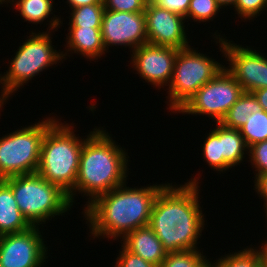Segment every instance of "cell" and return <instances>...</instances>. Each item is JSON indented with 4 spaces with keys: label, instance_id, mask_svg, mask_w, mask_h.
Listing matches in <instances>:
<instances>
[{
    "label": "cell",
    "instance_id": "1",
    "mask_svg": "<svg viewBox=\"0 0 267 267\" xmlns=\"http://www.w3.org/2000/svg\"><path fill=\"white\" fill-rule=\"evenodd\" d=\"M200 178L198 174L183 185L167 182L154 201L149 226L167 253L199 249L206 226L199 199Z\"/></svg>",
    "mask_w": 267,
    "mask_h": 267
},
{
    "label": "cell",
    "instance_id": "2",
    "mask_svg": "<svg viewBox=\"0 0 267 267\" xmlns=\"http://www.w3.org/2000/svg\"><path fill=\"white\" fill-rule=\"evenodd\" d=\"M127 183L98 196L82 211L91 240H121L129 232L149 225L154 201L167 183L134 188Z\"/></svg>",
    "mask_w": 267,
    "mask_h": 267
},
{
    "label": "cell",
    "instance_id": "3",
    "mask_svg": "<svg viewBox=\"0 0 267 267\" xmlns=\"http://www.w3.org/2000/svg\"><path fill=\"white\" fill-rule=\"evenodd\" d=\"M96 127L84 136L77 180L68 196L72 206L77 192L87 197L83 210L98 196L125 183L130 172L127 150L116 144L106 127Z\"/></svg>",
    "mask_w": 267,
    "mask_h": 267
},
{
    "label": "cell",
    "instance_id": "4",
    "mask_svg": "<svg viewBox=\"0 0 267 267\" xmlns=\"http://www.w3.org/2000/svg\"><path fill=\"white\" fill-rule=\"evenodd\" d=\"M74 128L73 123H63L57 119L46 130L36 171L48 182L59 186L68 196L74 191L86 139L77 136Z\"/></svg>",
    "mask_w": 267,
    "mask_h": 267
},
{
    "label": "cell",
    "instance_id": "5",
    "mask_svg": "<svg viewBox=\"0 0 267 267\" xmlns=\"http://www.w3.org/2000/svg\"><path fill=\"white\" fill-rule=\"evenodd\" d=\"M51 33L53 34V31L41 33L32 30L29 36H26L27 39L20 43L22 45H19L15 56L8 63V70L0 74V111L17 90L34 80L33 77L61 61L63 63L62 51L54 49Z\"/></svg>",
    "mask_w": 267,
    "mask_h": 267
},
{
    "label": "cell",
    "instance_id": "6",
    "mask_svg": "<svg viewBox=\"0 0 267 267\" xmlns=\"http://www.w3.org/2000/svg\"><path fill=\"white\" fill-rule=\"evenodd\" d=\"M12 189L19 210L32 226L46 224L73 208L68 194L38 173L3 179Z\"/></svg>",
    "mask_w": 267,
    "mask_h": 267
},
{
    "label": "cell",
    "instance_id": "7",
    "mask_svg": "<svg viewBox=\"0 0 267 267\" xmlns=\"http://www.w3.org/2000/svg\"><path fill=\"white\" fill-rule=\"evenodd\" d=\"M56 117L49 115L0 137V179L36 173L46 130Z\"/></svg>",
    "mask_w": 267,
    "mask_h": 267
},
{
    "label": "cell",
    "instance_id": "8",
    "mask_svg": "<svg viewBox=\"0 0 267 267\" xmlns=\"http://www.w3.org/2000/svg\"><path fill=\"white\" fill-rule=\"evenodd\" d=\"M196 49L190 45L178 50L173 76L166 92L167 109L171 113L176 114L204 84L225 67Z\"/></svg>",
    "mask_w": 267,
    "mask_h": 267
},
{
    "label": "cell",
    "instance_id": "9",
    "mask_svg": "<svg viewBox=\"0 0 267 267\" xmlns=\"http://www.w3.org/2000/svg\"><path fill=\"white\" fill-rule=\"evenodd\" d=\"M243 92L240 84L224 67L184 104L177 115H206L212 122L220 123Z\"/></svg>",
    "mask_w": 267,
    "mask_h": 267
},
{
    "label": "cell",
    "instance_id": "10",
    "mask_svg": "<svg viewBox=\"0 0 267 267\" xmlns=\"http://www.w3.org/2000/svg\"><path fill=\"white\" fill-rule=\"evenodd\" d=\"M217 32L218 30L211 36L216 40V44H219L224 60L227 59L225 63L229 65L225 68L240 84L242 90L253 92L267 88V56L251 46L237 45Z\"/></svg>",
    "mask_w": 267,
    "mask_h": 267
},
{
    "label": "cell",
    "instance_id": "11",
    "mask_svg": "<svg viewBox=\"0 0 267 267\" xmlns=\"http://www.w3.org/2000/svg\"><path fill=\"white\" fill-rule=\"evenodd\" d=\"M40 228L32 226L22 232L0 235L1 266L43 267L48 263L47 241H44Z\"/></svg>",
    "mask_w": 267,
    "mask_h": 267
},
{
    "label": "cell",
    "instance_id": "12",
    "mask_svg": "<svg viewBox=\"0 0 267 267\" xmlns=\"http://www.w3.org/2000/svg\"><path fill=\"white\" fill-rule=\"evenodd\" d=\"M103 44L109 47H128L131 52L148 43L144 12H117L104 10L100 28Z\"/></svg>",
    "mask_w": 267,
    "mask_h": 267
},
{
    "label": "cell",
    "instance_id": "13",
    "mask_svg": "<svg viewBox=\"0 0 267 267\" xmlns=\"http://www.w3.org/2000/svg\"><path fill=\"white\" fill-rule=\"evenodd\" d=\"M179 49L146 43L134 49L130 66L155 89H167L171 82L174 63Z\"/></svg>",
    "mask_w": 267,
    "mask_h": 267
},
{
    "label": "cell",
    "instance_id": "14",
    "mask_svg": "<svg viewBox=\"0 0 267 267\" xmlns=\"http://www.w3.org/2000/svg\"><path fill=\"white\" fill-rule=\"evenodd\" d=\"M144 13L148 43L176 49L190 46L186 18L159 7L153 1L147 2Z\"/></svg>",
    "mask_w": 267,
    "mask_h": 267
},
{
    "label": "cell",
    "instance_id": "15",
    "mask_svg": "<svg viewBox=\"0 0 267 267\" xmlns=\"http://www.w3.org/2000/svg\"><path fill=\"white\" fill-rule=\"evenodd\" d=\"M68 30L69 33L65 38L67 43L64 45L65 50L62 51L64 61L72 54H79L90 61L98 60L105 55L100 28L68 27Z\"/></svg>",
    "mask_w": 267,
    "mask_h": 267
},
{
    "label": "cell",
    "instance_id": "16",
    "mask_svg": "<svg viewBox=\"0 0 267 267\" xmlns=\"http://www.w3.org/2000/svg\"><path fill=\"white\" fill-rule=\"evenodd\" d=\"M120 241L126 250L158 267L167 255L162 242L149 225L129 232Z\"/></svg>",
    "mask_w": 267,
    "mask_h": 267
},
{
    "label": "cell",
    "instance_id": "17",
    "mask_svg": "<svg viewBox=\"0 0 267 267\" xmlns=\"http://www.w3.org/2000/svg\"><path fill=\"white\" fill-rule=\"evenodd\" d=\"M55 0H9L10 6L15 7L14 9L19 11L20 16L25 22L32 24H43L45 20H48V28L46 31H53L54 34L60 28L61 24H64L61 17L54 14L50 19L51 14H53L54 6L56 5ZM14 5V6H13ZM54 5V6H53ZM50 19V20H49ZM43 22V23H42Z\"/></svg>",
    "mask_w": 267,
    "mask_h": 267
},
{
    "label": "cell",
    "instance_id": "18",
    "mask_svg": "<svg viewBox=\"0 0 267 267\" xmlns=\"http://www.w3.org/2000/svg\"><path fill=\"white\" fill-rule=\"evenodd\" d=\"M32 227L19 210L11 187L0 179V235L18 233Z\"/></svg>",
    "mask_w": 267,
    "mask_h": 267
},
{
    "label": "cell",
    "instance_id": "19",
    "mask_svg": "<svg viewBox=\"0 0 267 267\" xmlns=\"http://www.w3.org/2000/svg\"><path fill=\"white\" fill-rule=\"evenodd\" d=\"M248 147L238 129H231L221 124V155H223V173L240 166L248 155Z\"/></svg>",
    "mask_w": 267,
    "mask_h": 267
},
{
    "label": "cell",
    "instance_id": "20",
    "mask_svg": "<svg viewBox=\"0 0 267 267\" xmlns=\"http://www.w3.org/2000/svg\"><path fill=\"white\" fill-rule=\"evenodd\" d=\"M262 110L252 92H243L220 122L223 126L238 129L247 122L252 113Z\"/></svg>",
    "mask_w": 267,
    "mask_h": 267
},
{
    "label": "cell",
    "instance_id": "21",
    "mask_svg": "<svg viewBox=\"0 0 267 267\" xmlns=\"http://www.w3.org/2000/svg\"><path fill=\"white\" fill-rule=\"evenodd\" d=\"M215 128L210 129L207 137L205 135V140H203L202 153L203 161L207 162L212 170L223 173V155H221V123H215Z\"/></svg>",
    "mask_w": 267,
    "mask_h": 267
},
{
    "label": "cell",
    "instance_id": "22",
    "mask_svg": "<svg viewBox=\"0 0 267 267\" xmlns=\"http://www.w3.org/2000/svg\"><path fill=\"white\" fill-rule=\"evenodd\" d=\"M216 259L214 261L217 267H257L262 262V253L258 246L253 247L251 244L249 247L235 250V253L232 251Z\"/></svg>",
    "mask_w": 267,
    "mask_h": 267
},
{
    "label": "cell",
    "instance_id": "23",
    "mask_svg": "<svg viewBox=\"0 0 267 267\" xmlns=\"http://www.w3.org/2000/svg\"><path fill=\"white\" fill-rule=\"evenodd\" d=\"M239 131L248 148L267 140V112L262 109L249 115L247 122L239 128Z\"/></svg>",
    "mask_w": 267,
    "mask_h": 267
},
{
    "label": "cell",
    "instance_id": "24",
    "mask_svg": "<svg viewBox=\"0 0 267 267\" xmlns=\"http://www.w3.org/2000/svg\"><path fill=\"white\" fill-rule=\"evenodd\" d=\"M104 10V5H85L71 9L68 25L69 27L101 28Z\"/></svg>",
    "mask_w": 267,
    "mask_h": 267
},
{
    "label": "cell",
    "instance_id": "25",
    "mask_svg": "<svg viewBox=\"0 0 267 267\" xmlns=\"http://www.w3.org/2000/svg\"><path fill=\"white\" fill-rule=\"evenodd\" d=\"M220 11L222 8L216 0H191L185 18L187 22L193 20L197 24H201V22H210V20L216 19Z\"/></svg>",
    "mask_w": 267,
    "mask_h": 267
},
{
    "label": "cell",
    "instance_id": "26",
    "mask_svg": "<svg viewBox=\"0 0 267 267\" xmlns=\"http://www.w3.org/2000/svg\"><path fill=\"white\" fill-rule=\"evenodd\" d=\"M203 254L200 249L170 252L160 267H199L207 259Z\"/></svg>",
    "mask_w": 267,
    "mask_h": 267
},
{
    "label": "cell",
    "instance_id": "27",
    "mask_svg": "<svg viewBox=\"0 0 267 267\" xmlns=\"http://www.w3.org/2000/svg\"><path fill=\"white\" fill-rule=\"evenodd\" d=\"M248 158L252 166L255 168L254 179L258 176L267 173V140L253 144L248 149ZM255 171V172H254Z\"/></svg>",
    "mask_w": 267,
    "mask_h": 267
},
{
    "label": "cell",
    "instance_id": "28",
    "mask_svg": "<svg viewBox=\"0 0 267 267\" xmlns=\"http://www.w3.org/2000/svg\"><path fill=\"white\" fill-rule=\"evenodd\" d=\"M235 9V10H234ZM233 10L238 14V18L245 21H254V18L267 11V0H237Z\"/></svg>",
    "mask_w": 267,
    "mask_h": 267
},
{
    "label": "cell",
    "instance_id": "29",
    "mask_svg": "<svg viewBox=\"0 0 267 267\" xmlns=\"http://www.w3.org/2000/svg\"><path fill=\"white\" fill-rule=\"evenodd\" d=\"M147 0H103L105 10L117 12H144Z\"/></svg>",
    "mask_w": 267,
    "mask_h": 267
},
{
    "label": "cell",
    "instance_id": "30",
    "mask_svg": "<svg viewBox=\"0 0 267 267\" xmlns=\"http://www.w3.org/2000/svg\"><path fill=\"white\" fill-rule=\"evenodd\" d=\"M115 263L116 264L113 265L114 267H158L150 262L145 261L140 256L129 252L122 245Z\"/></svg>",
    "mask_w": 267,
    "mask_h": 267
},
{
    "label": "cell",
    "instance_id": "31",
    "mask_svg": "<svg viewBox=\"0 0 267 267\" xmlns=\"http://www.w3.org/2000/svg\"><path fill=\"white\" fill-rule=\"evenodd\" d=\"M152 1L159 7L165 8L166 10L179 14L185 18L191 0H152Z\"/></svg>",
    "mask_w": 267,
    "mask_h": 267
},
{
    "label": "cell",
    "instance_id": "32",
    "mask_svg": "<svg viewBox=\"0 0 267 267\" xmlns=\"http://www.w3.org/2000/svg\"><path fill=\"white\" fill-rule=\"evenodd\" d=\"M254 188L256 194H258L261 199H263L264 203L267 201V173H264L258 176L254 180Z\"/></svg>",
    "mask_w": 267,
    "mask_h": 267
},
{
    "label": "cell",
    "instance_id": "33",
    "mask_svg": "<svg viewBox=\"0 0 267 267\" xmlns=\"http://www.w3.org/2000/svg\"><path fill=\"white\" fill-rule=\"evenodd\" d=\"M70 9L82 7L85 5H104L103 0H66Z\"/></svg>",
    "mask_w": 267,
    "mask_h": 267
},
{
    "label": "cell",
    "instance_id": "34",
    "mask_svg": "<svg viewBox=\"0 0 267 267\" xmlns=\"http://www.w3.org/2000/svg\"><path fill=\"white\" fill-rule=\"evenodd\" d=\"M259 105L267 112V88L258 89L252 92Z\"/></svg>",
    "mask_w": 267,
    "mask_h": 267
},
{
    "label": "cell",
    "instance_id": "35",
    "mask_svg": "<svg viewBox=\"0 0 267 267\" xmlns=\"http://www.w3.org/2000/svg\"><path fill=\"white\" fill-rule=\"evenodd\" d=\"M216 2L222 9H225L228 7H230L232 9V8H234L237 0H216Z\"/></svg>",
    "mask_w": 267,
    "mask_h": 267
},
{
    "label": "cell",
    "instance_id": "36",
    "mask_svg": "<svg viewBox=\"0 0 267 267\" xmlns=\"http://www.w3.org/2000/svg\"><path fill=\"white\" fill-rule=\"evenodd\" d=\"M262 245L258 246L262 253V262L267 266V241L265 240L261 242Z\"/></svg>",
    "mask_w": 267,
    "mask_h": 267
},
{
    "label": "cell",
    "instance_id": "37",
    "mask_svg": "<svg viewBox=\"0 0 267 267\" xmlns=\"http://www.w3.org/2000/svg\"><path fill=\"white\" fill-rule=\"evenodd\" d=\"M215 261L212 262V260L210 261L209 258L206 259L199 267H217L216 262Z\"/></svg>",
    "mask_w": 267,
    "mask_h": 267
},
{
    "label": "cell",
    "instance_id": "38",
    "mask_svg": "<svg viewBox=\"0 0 267 267\" xmlns=\"http://www.w3.org/2000/svg\"><path fill=\"white\" fill-rule=\"evenodd\" d=\"M263 208H264V212L266 213L265 218L267 221V201L264 203Z\"/></svg>",
    "mask_w": 267,
    "mask_h": 267
},
{
    "label": "cell",
    "instance_id": "39",
    "mask_svg": "<svg viewBox=\"0 0 267 267\" xmlns=\"http://www.w3.org/2000/svg\"><path fill=\"white\" fill-rule=\"evenodd\" d=\"M9 4V0H0V6L2 5V4Z\"/></svg>",
    "mask_w": 267,
    "mask_h": 267
},
{
    "label": "cell",
    "instance_id": "40",
    "mask_svg": "<svg viewBox=\"0 0 267 267\" xmlns=\"http://www.w3.org/2000/svg\"><path fill=\"white\" fill-rule=\"evenodd\" d=\"M257 267H267L263 262H261Z\"/></svg>",
    "mask_w": 267,
    "mask_h": 267
}]
</instances>
